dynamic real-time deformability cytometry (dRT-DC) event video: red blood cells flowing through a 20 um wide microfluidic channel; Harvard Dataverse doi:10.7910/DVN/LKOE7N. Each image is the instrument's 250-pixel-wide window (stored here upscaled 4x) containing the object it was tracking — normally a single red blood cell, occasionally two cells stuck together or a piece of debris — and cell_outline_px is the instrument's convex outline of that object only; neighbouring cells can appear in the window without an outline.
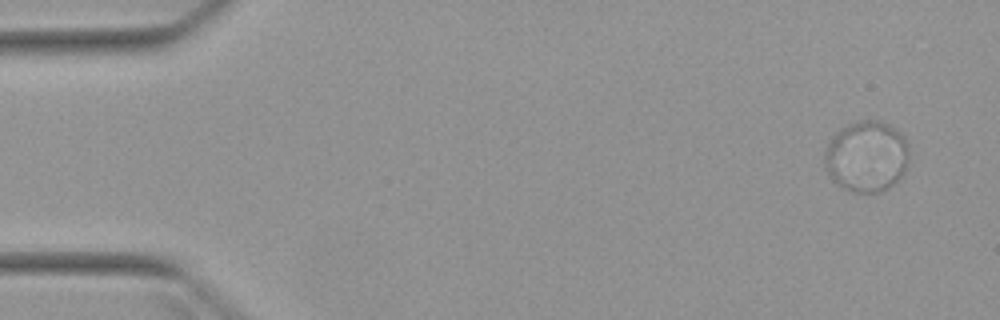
{"species": "Egyptian fruit bat (a non-hibernating species)", "species_latin": "Rousettus aegyptiacus", "temperature_condition": "warm", "stored_images_in_passage": 5, "camera_frame_rate_fps": 3000, "um_per_image_px": 0.085, "animal": {"sex": "female"}, "frame": {"image": 1, "passage_image": 1, "time_ms": 0.0, "image_size_px": [1000, 320], "cell_outline_px": [[908, 164], [904, 172], [892, 184], [880, 192], [852, 192], [832, 180], [824, 164], [824, 152], [828, 144], [836, 132], [840, 128], [848, 124], [860, 120], [880, 120], [888, 124], [900, 132], [904, 136], [908, 148]], "centroid_in_image_um": [73.65, 13.27], "position_along_channel_um": 11.3, "area_um2": 34.91}}
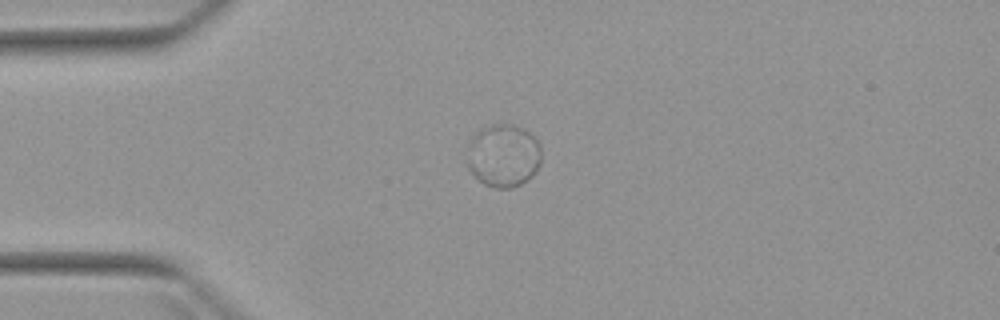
{"frame": {"image": 2, "passage_image": 4, "time_ms": 3.333, "image_size_px": [1000, 320], "cell_outline_px": [[540, 164], [536, 172], [532, 176], [520, 184], [512, 188], [496, 188], [484, 184], [468, 172], [464, 164], [468, 144], [472, 136], [476, 132], [492, 124], [512, 124], [524, 128], [540, 144]], "centroid_in_image_um": [42.73, 13.24], "position_along_channel_um": 42.3, "area_um2": 27.8}}